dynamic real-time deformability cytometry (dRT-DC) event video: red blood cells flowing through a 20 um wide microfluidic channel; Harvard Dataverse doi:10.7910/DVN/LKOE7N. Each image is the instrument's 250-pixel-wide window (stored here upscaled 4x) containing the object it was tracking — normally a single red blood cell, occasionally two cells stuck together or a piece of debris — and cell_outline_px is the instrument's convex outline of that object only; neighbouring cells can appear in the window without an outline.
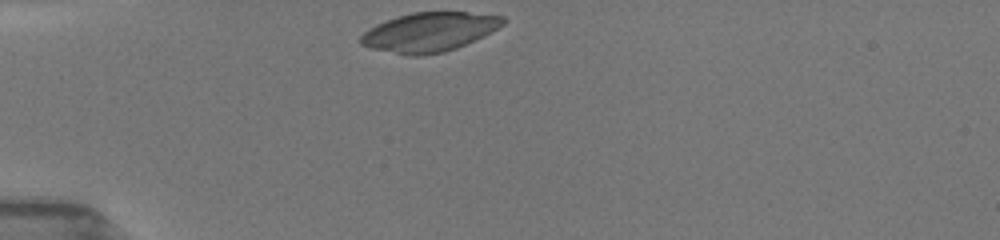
{"species": "common noctule bat (a hibernating species)", "species_latin": "Nyctalus noctula", "temperature_condition": "room temperature", "stored_images_in_passage": 24, "camera_frame_rate_fps": 3000, "um_per_image_px": 0.085, "animal": {"sex": "female", "body_mass_g": 19.5, "forearm_length_mm": 54.1}, "frame": {"image": 1, "passage_image": 1, "time_ms": 0.0, "image_size_px": [1000, 240], "cell_outline_px": [[504, 24], [456, 48], [444, 52], [420, 56], [404, 56], [372, 48], [360, 44], [360, 36], [364, 32], [388, 20], [412, 12], [464, 12], [504, 16]], "centroid_in_image_um": [36.46, 2.74], "position_along_channel_um": 48.5, "area_um2": 31.85}}
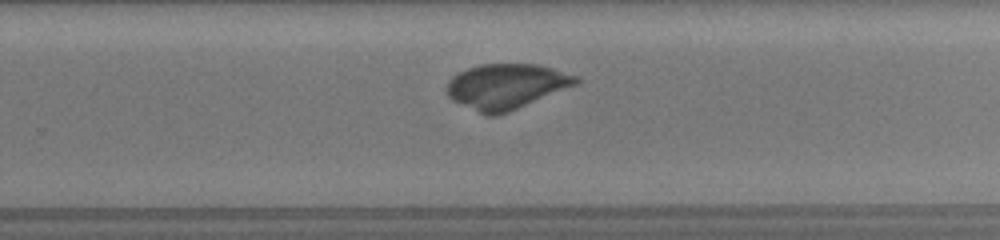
{"frame": {"image": 2, "passage_image": 15, "time_ms": 6.667, "image_size_px": [1000, 240], "cell_outline_px": [[580, 80], [576, 84], [508, 112], [496, 116], [484, 116], [452, 100], [448, 96], [448, 80], [452, 76], [468, 68], [480, 64], [536, 64], [552, 68], [576, 76]], "centroid_in_image_um": [42.98, 7.35], "position_along_channel_um": 286.8, "area_um2": 33.7}}
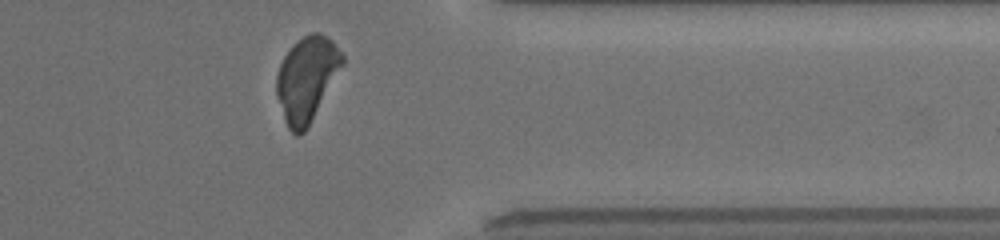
{"frame": {"image": 3, "passage_image": 22, "time_ms": 9.333, "image_size_px": [1000, 240], "cell_outline_px": [[344, 64], [304, 132], [300, 136], [296, 136], [288, 128], [284, 120], [276, 96], [276, 76], [280, 64], [284, 56], [292, 44], [296, 40], [312, 32], [320, 32], [328, 36], [332, 40], [344, 56]], "centroid_in_image_um": [26.06, 6.68], "position_along_channel_um": 385.3, "area_um2": 32.48}}